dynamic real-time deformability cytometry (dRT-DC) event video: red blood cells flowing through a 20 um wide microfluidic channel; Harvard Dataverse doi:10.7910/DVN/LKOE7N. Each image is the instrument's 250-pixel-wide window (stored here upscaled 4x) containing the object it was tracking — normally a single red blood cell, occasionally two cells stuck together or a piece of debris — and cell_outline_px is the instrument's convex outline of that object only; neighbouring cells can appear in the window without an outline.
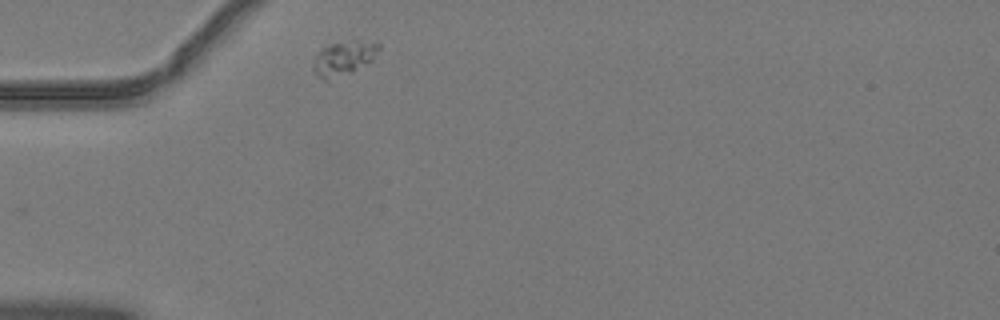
{"species": "common noctule bat (a hibernating species)", "species_latin": "Nyctalus noctula", "temperature_condition": "warm", "stored_images_in_passage": 32, "camera_frame_rate_fps": 3000, "um_per_image_px": 0.085, "animal": {"sex": "male", "body_mass_g": 19.2, "forearm_length_mm": 51.8}, "frame": {"image": 1, "passage_image": 1, "time_ms": 0.0, "image_size_px": [1000, 320], "cell_outline_px": [[380, 48], [372, 60], [352, 72], [324, 80], [312, 68], [316, 56], [324, 48], [332, 44], [380, 44]], "centroid_in_image_um": [29.18, 5.01], "position_along_channel_um": 55.8, "area_um2": 11.73}}
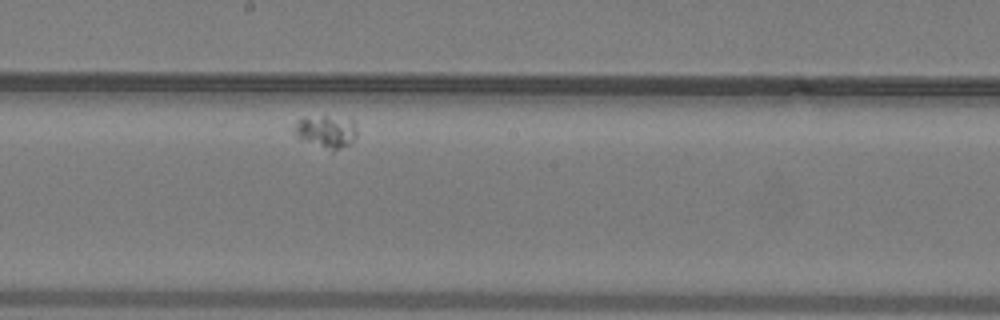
{"frame": {"image": 2, "passage_image": 18, "time_ms": 5.667, "image_size_px": [1000, 320], "cell_outline_px": [[356, 136], [352, 144], [332, 152], [300, 140], [288, 128], [300, 116], [324, 116], [352, 120], [356, 128]], "centroid_in_image_um": [27.61, 11.2], "position_along_channel_um": 220.6, "area_um2": 12.66}}
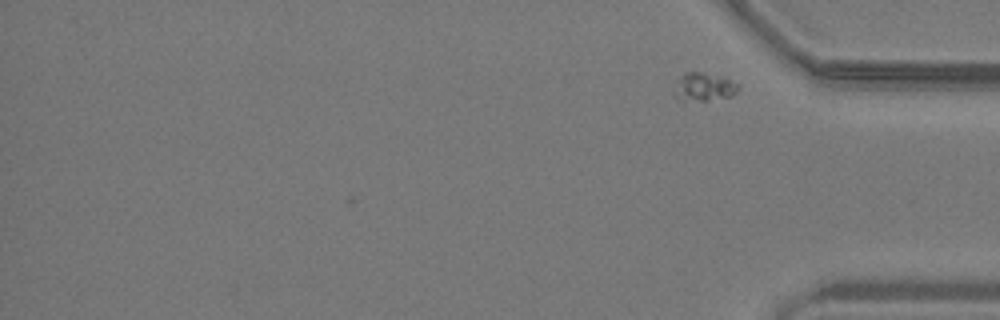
{"frame": {"image": 3, "passage_image": 32, "time_ms": 10.333, "image_size_px": [1000, 320], "cell_outline_px": [[740, 88], [732, 96], [708, 100], [680, 104], [672, 92], [680, 76], [684, 72], [700, 72], [716, 76], [740, 84]], "centroid_in_image_um": [59.74, 7.45], "position_along_channel_um": 375.5, "area_um2": 10.87}}